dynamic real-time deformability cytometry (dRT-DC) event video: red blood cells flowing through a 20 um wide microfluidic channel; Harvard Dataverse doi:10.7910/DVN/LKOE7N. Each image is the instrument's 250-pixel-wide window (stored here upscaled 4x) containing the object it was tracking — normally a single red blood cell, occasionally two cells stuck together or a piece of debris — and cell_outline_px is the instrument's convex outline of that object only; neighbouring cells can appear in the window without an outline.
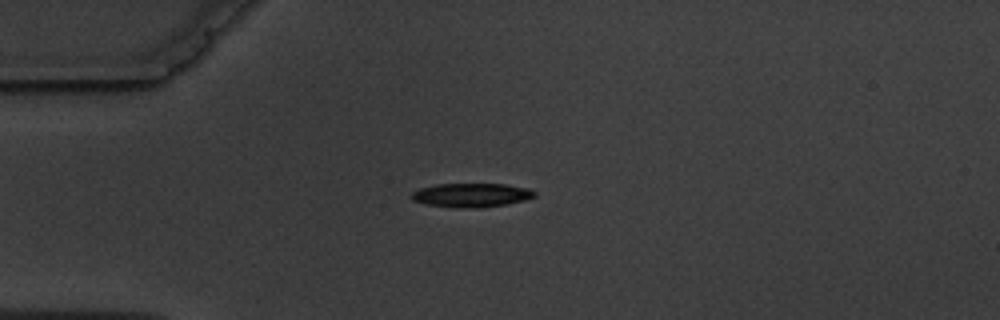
{"species": "common noctule bat (a hibernating species)", "species_latin": "Nyctalus noctula", "temperature_condition": "warm", "stored_images_in_passage": 5, "camera_frame_rate_fps": 3000, "um_per_image_px": 0.085, "animal": {"sex": "male", "body_mass_g": 19.5, "forearm_length_mm": 54.6}, "frame": {"image": 1, "passage_image": 1, "time_ms": 0.0, "image_size_px": [1000, 320], "cell_outline_px": [[536, 196], [524, 200], [508, 204], [480, 208], [452, 208], [424, 204], [412, 200], [408, 196], [412, 192], [420, 188], [436, 184], [504, 184], [528, 188], [536, 192]], "centroid_in_image_um": [40.02, 16.6], "position_along_channel_um": 45.0, "area_um2": 17.46}}
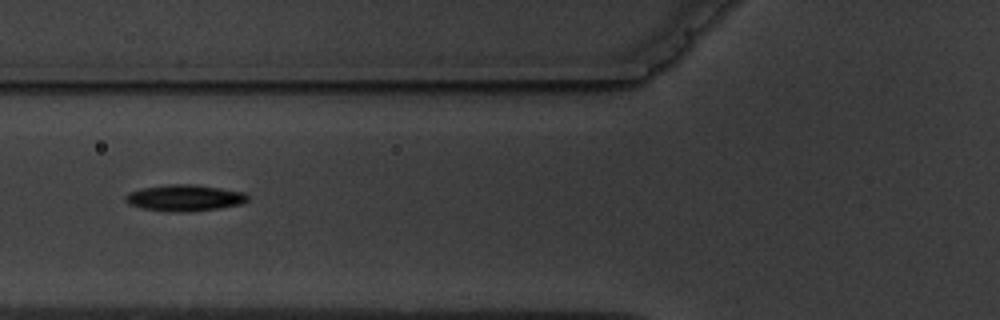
{"frame": {"image": 2, "passage_image": 3, "time_ms": 2.333, "image_size_px": [1000, 320], "cell_outline_px": [[248, 200], [244, 204], [220, 208], [192, 212], [172, 212], [144, 208], [128, 204], [124, 200], [124, 196], [140, 188], [168, 184], [192, 184], [220, 188], [244, 192], [248, 196]], "centroid_in_image_um": [15.71, 16.82], "position_along_channel_um": 110.1, "area_um2": 18.9}}
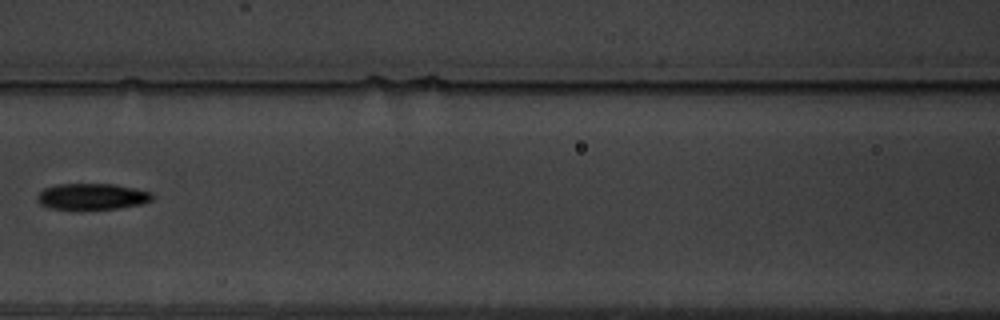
{"frame": {"image": 3, "passage_image": 4, "time_ms": 3.667, "image_size_px": [1000, 320], "cell_outline_px": [[152, 200], [140, 204], [116, 208], [80, 212], [72, 212], [52, 208], [40, 204], [36, 200], [36, 196], [44, 188], [56, 184], [112, 184], [136, 188], [152, 192]], "centroid_in_image_um": [7.76, 16.74], "position_along_channel_um": 158.8, "area_um2": 18.26}}